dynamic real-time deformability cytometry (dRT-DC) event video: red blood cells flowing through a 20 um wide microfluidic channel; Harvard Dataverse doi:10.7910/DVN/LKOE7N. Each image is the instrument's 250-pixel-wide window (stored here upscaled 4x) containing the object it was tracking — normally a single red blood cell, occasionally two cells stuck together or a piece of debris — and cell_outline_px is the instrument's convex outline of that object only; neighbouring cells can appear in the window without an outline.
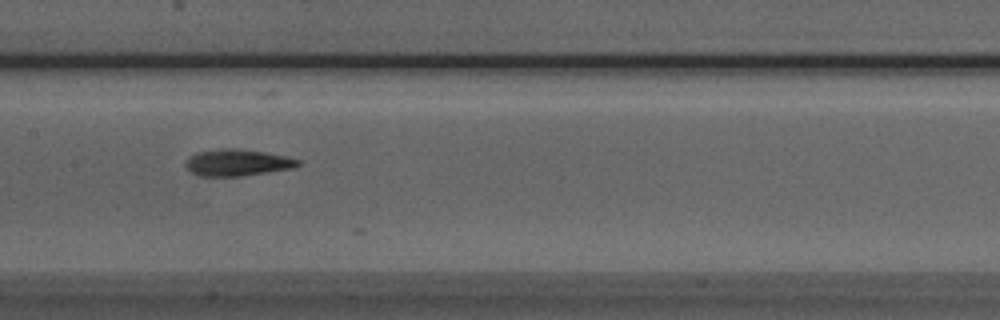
{"species": "Egyptian fruit bat (a non-hibernating species)", "species_latin": "Rousettus aegyptiacus", "temperature_condition": "room temperature", "stored_images_in_passage": 21, "camera_frame_rate_fps": 3000, "um_per_image_px": 0.085, "animal": {"sex": "male"}, "frame": {"image": 1, "passage_image": 15, "time_ms": 4.667, "image_size_px": [1000, 320], "cell_outline_px": [[300, 164], [292, 168], [268, 172], [240, 176], [200, 176], [192, 172], [184, 164], [196, 152], [220, 148], [236, 148], [264, 152], [284, 156], [300, 160]], "centroid_in_image_um": [20.17, 13.81], "position_along_channel_um": 187.2, "area_um2": 17.22}}
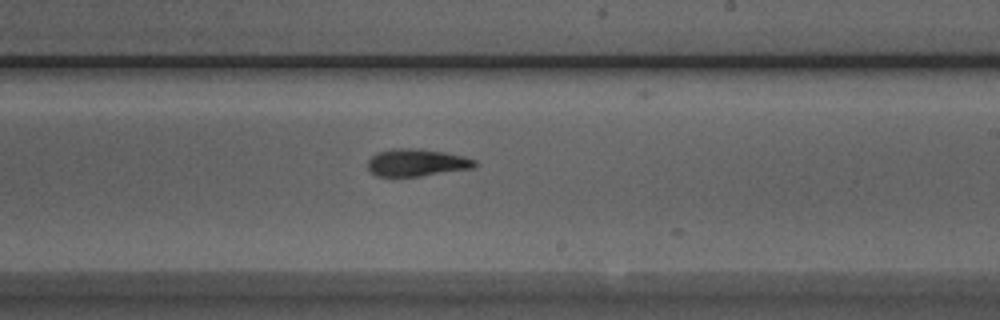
{"frame": {"image": 2, "passage_image": 20, "time_ms": 6.333, "image_size_px": [1000, 320], "cell_outline_px": [[476, 164], [472, 168], [420, 176], [376, 176], [368, 168], [368, 160], [376, 152], [396, 148], [424, 148], [464, 156], [476, 160]], "centroid_in_image_um": [35.41, 13.8], "position_along_channel_um": 253.6, "area_um2": 17.05}}